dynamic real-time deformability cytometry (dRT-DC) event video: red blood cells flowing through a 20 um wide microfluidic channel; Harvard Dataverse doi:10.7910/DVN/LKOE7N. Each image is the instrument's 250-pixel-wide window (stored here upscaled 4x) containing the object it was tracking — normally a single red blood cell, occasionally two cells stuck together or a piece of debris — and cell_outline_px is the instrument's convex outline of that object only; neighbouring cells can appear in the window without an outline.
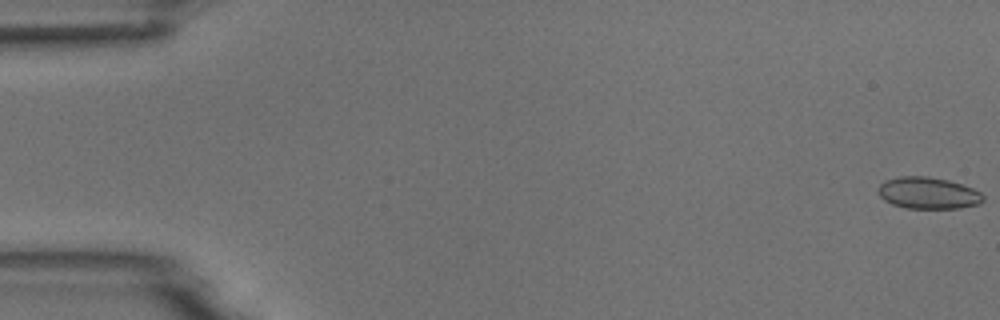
{"species": "common noctule bat (a hibernating species)", "species_latin": "Nyctalus noctula", "temperature_condition": "room temperature", "stored_images_in_passage": 7, "camera_frame_rate_fps": 3000, "um_per_image_px": 0.085, "animal": {"sex": "male", "body_mass_g": 18.8}, "frame": {"image": 1, "passage_image": 1, "time_ms": 0.0, "image_size_px": [1000, 320], "cell_outline_px": [[984, 200], [980, 204], [960, 208], [908, 208], [892, 204], [884, 200], [876, 192], [876, 188], [884, 180], [900, 176], [928, 176], [948, 180], [972, 188], [980, 192], [984, 196]], "centroid_in_image_um": [78.86, 16.4], "position_along_channel_um": 6.1, "area_um2": 19.54}}
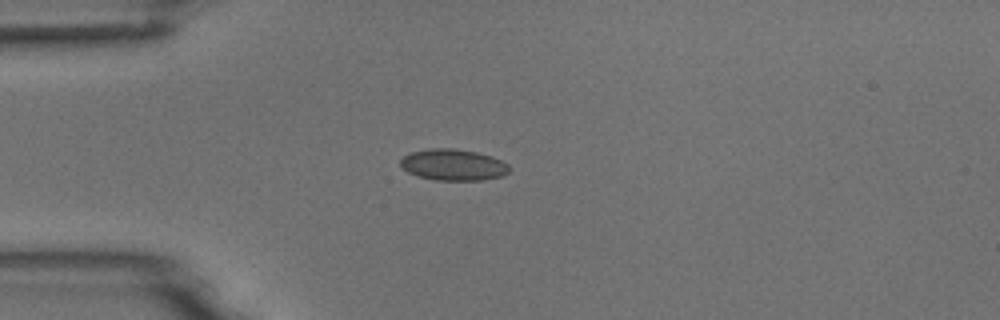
{"frame": {"image": 2, "passage_image": 5, "time_ms": 1.333, "image_size_px": [1000, 320], "cell_outline_px": [[512, 168], [504, 176], [480, 180], [436, 180], [420, 176], [408, 172], [400, 168], [400, 160], [404, 156], [412, 152], [432, 148], [452, 148], [476, 152], [492, 156], [508, 164]], "centroid_in_image_um": [38.55, 14.01], "position_along_channel_um": 46.5, "area_um2": 19.88}}